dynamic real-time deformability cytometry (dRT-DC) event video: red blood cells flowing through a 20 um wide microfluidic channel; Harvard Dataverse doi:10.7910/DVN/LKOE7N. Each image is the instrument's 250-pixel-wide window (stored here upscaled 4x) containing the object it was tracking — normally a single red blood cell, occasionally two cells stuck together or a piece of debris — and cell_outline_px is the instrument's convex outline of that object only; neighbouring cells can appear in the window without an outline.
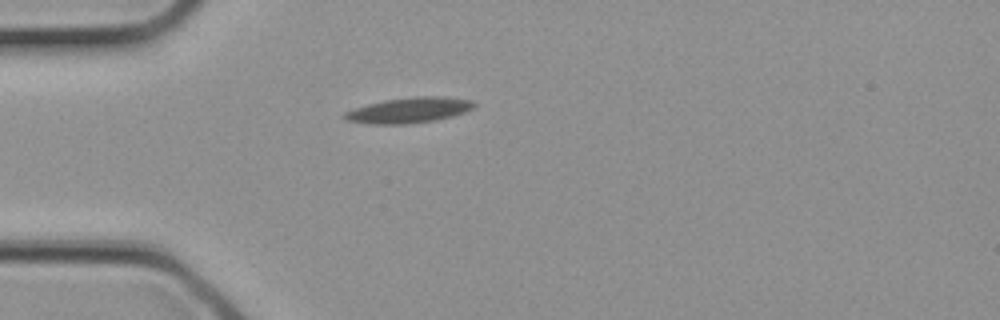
{"species": "common noctule bat (a hibernating species)", "species_latin": "Nyctalus noctula", "temperature_condition": "cold", "stored_images_in_passage": 4, "camera_frame_rate_fps": 3000, "um_per_image_px": 0.085, "animal": {"sex": "female", "body_mass_g": 21.9}, "frame": {"image": 1, "passage_image": 4, "time_ms": 1.0, "image_size_px": [1000, 320], "cell_outline_px": [[476, 108], [452, 116], [436, 120], [408, 124], [376, 124], [344, 120], [340, 116], [344, 112], [368, 104], [384, 100], [416, 96], [440, 96], [472, 100], [476, 104]], "centroid_in_image_um": [34.78, 9.36], "position_along_channel_um": 50.2, "area_um2": 19.31}}